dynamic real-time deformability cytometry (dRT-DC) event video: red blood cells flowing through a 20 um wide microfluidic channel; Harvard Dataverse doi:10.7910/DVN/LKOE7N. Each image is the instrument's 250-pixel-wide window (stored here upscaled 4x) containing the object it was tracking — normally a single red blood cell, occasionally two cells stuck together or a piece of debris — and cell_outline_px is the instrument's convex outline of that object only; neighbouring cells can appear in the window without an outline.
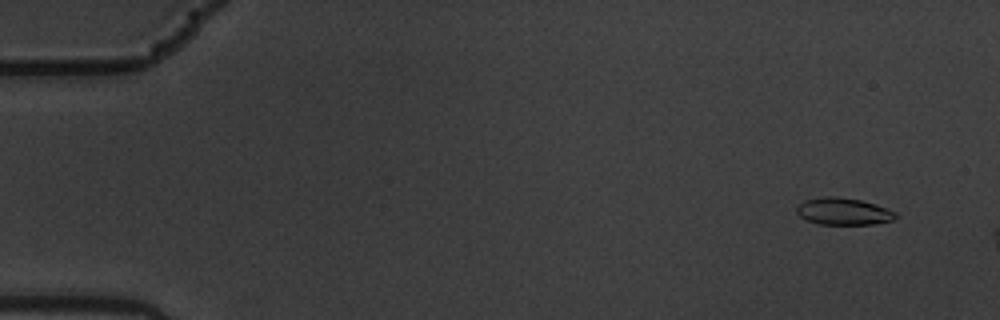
{"species": "common noctule bat (a hibernating species)", "species_latin": "Nyctalus noctula", "temperature_condition": "warm", "stored_images_in_passage": 6, "camera_frame_rate_fps": 3000, "um_per_image_px": 0.085, "animal": {"sex": "male", "body_mass_g": 19.5, "forearm_length_mm": 54.6}, "frame": {"image": 1, "passage_image": 1, "time_ms": 0.0, "image_size_px": [1000, 320], "cell_outline_px": [[900, 216], [896, 220], [872, 224], [820, 224], [804, 220], [796, 212], [796, 208], [804, 200], [824, 196], [836, 196], [860, 200], [876, 204], [888, 208], [896, 212]], "centroid_in_image_um": [71.73, 17.97], "position_along_channel_um": 13.3, "area_um2": 15.84}}
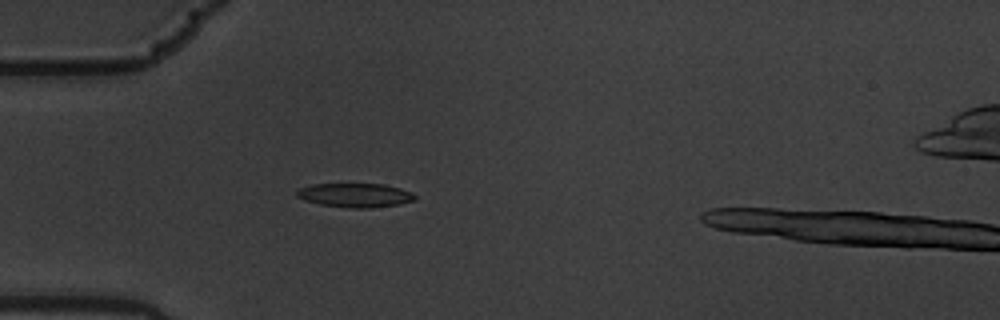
{"frame": {"image": 2, "passage_image": 5, "time_ms": 1.333, "image_size_px": [1000, 320], "cell_outline_px": [[416, 200], [400, 204], [372, 208], [348, 208], [320, 204], [304, 200], [296, 196], [296, 192], [300, 188], [312, 184], [384, 184], [400, 188], [412, 192], [416, 196]], "centroid_in_image_um": [30.21, 16.6], "position_along_channel_um": 54.8, "area_um2": 16.65}}